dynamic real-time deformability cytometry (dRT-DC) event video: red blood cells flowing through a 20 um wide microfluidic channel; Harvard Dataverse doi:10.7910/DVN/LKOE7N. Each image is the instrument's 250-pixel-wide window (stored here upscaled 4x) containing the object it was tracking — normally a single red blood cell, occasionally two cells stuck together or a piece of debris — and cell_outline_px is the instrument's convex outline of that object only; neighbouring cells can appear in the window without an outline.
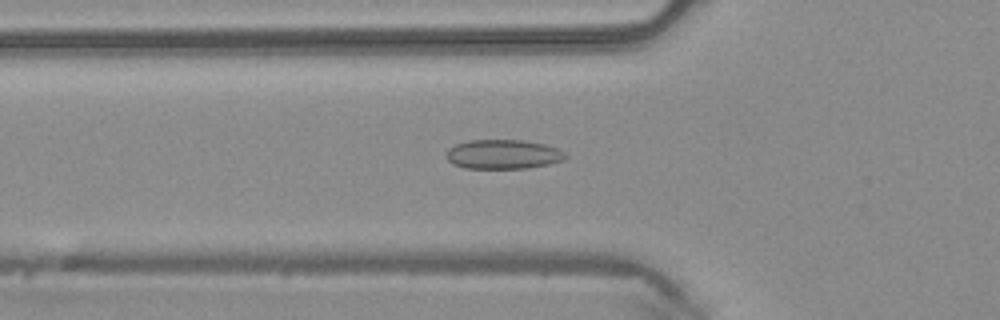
{"species": "common noctule bat (a hibernating species)", "species_latin": "Nyctalus noctula", "temperature_condition": "warm", "stored_images_in_passage": 42, "camera_frame_rate_fps": 3000, "um_per_image_px": 0.085, "animal": {"sex": "male", "body_mass_g": 20.4}, "frame": {"image": 1, "passage_image": 11, "time_ms": 3.333, "image_size_px": [1000, 320], "cell_outline_px": [[568, 156], [560, 160], [548, 164], [528, 168], [464, 168], [452, 164], [444, 156], [448, 148], [456, 144], [468, 140], [524, 140], [544, 144], [556, 148], [564, 152]], "centroid_in_image_um": [42.7, 13.11], "position_along_channel_um": 83.1, "area_um2": 20.4}}
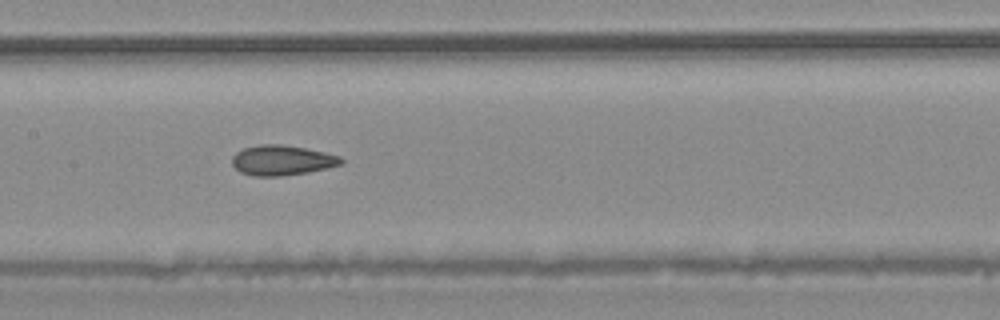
{"frame": {"image": 2, "passage_image": 18, "time_ms": 5.667, "image_size_px": [1000, 320], "cell_outline_px": [[344, 164], [328, 168], [308, 172], [280, 176], [252, 176], [240, 172], [232, 164], [232, 156], [236, 152], [244, 148], [260, 144], [280, 144], [304, 148], [324, 152], [340, 156], [344, 160]], "centroid_in_image_um": [23.98, 13.63], "position_along_channel_um": 183.4, "area_um2": 19.19}}
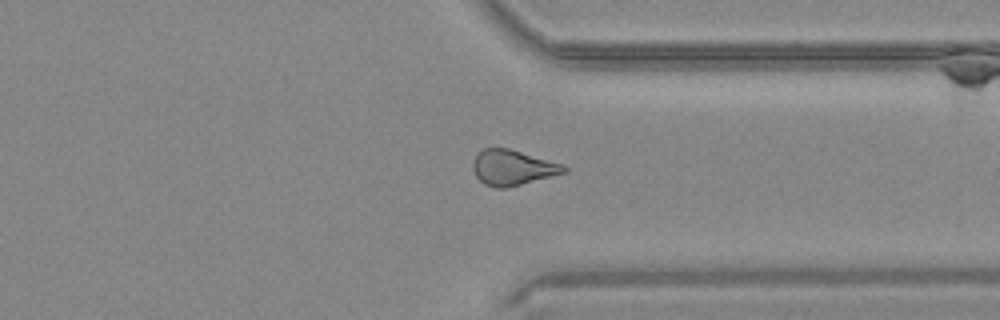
{"frame": {"image": 3, "passage_image": 31, "time_ms": 10.0, "image_size_px": [1000, 320], "cell_outline_px": [[568, 172], [504, 188], [496, 188], [484, 184], [476, 176], [472, 168], [472, 164], [476, 156], [484, 148], [508, 148], [564, 164], [568, 168]], "centroid_in_image_um": [43.59, 14.24], "position_along_channel_um": 367.8, "area_um2": 18.61}, "authors_computed_cell_mechanics": {"area_um2": 19.074, "velocity_mm_per_s": 4.263, "shape_relaxation_time_tau1_ms": null, "shape_relaxation_time_tau2_ms": 2.8909, "deformation_change_tau1": null, "deformation_change_tau2": 0.0983}}